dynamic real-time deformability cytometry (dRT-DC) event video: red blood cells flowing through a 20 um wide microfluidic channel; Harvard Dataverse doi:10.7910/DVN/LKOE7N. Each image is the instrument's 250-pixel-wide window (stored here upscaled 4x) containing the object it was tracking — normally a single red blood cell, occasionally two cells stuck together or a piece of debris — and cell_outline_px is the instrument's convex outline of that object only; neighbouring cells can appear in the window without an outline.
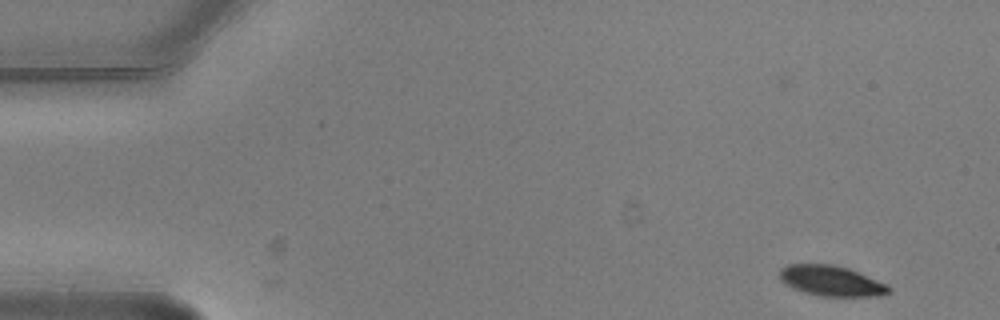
{"species": "common noctule bat (a hibernating species)", "species_latin": "Nyctalus noctula", "temperature_condition": "warm", "stored_images_in_passage": 5, "camera_frame_rate_fps": 3000, "um_per_image_px": 0.085, "animal": {"sex": "male", "body_mass_g": 20.5, "forearm_length_mm": 52.5}, "frame": {"image": 1, "passage_image": 1, "time_ms": 0.0, "image_size_px": [1000, 320], "cell_outline_px": [[892, 288], [888, 292], [880, 296], [820, 296], [804, 292], [792, 288], [784, 284], [780, 280], [780, 268], [788, 264], [832, 264], [848, 268], [888, 284]], "centroid_in_image_um": [70.64, 23.87], "position_along_channel_um": 14.4, "area_um2": 19.42}}
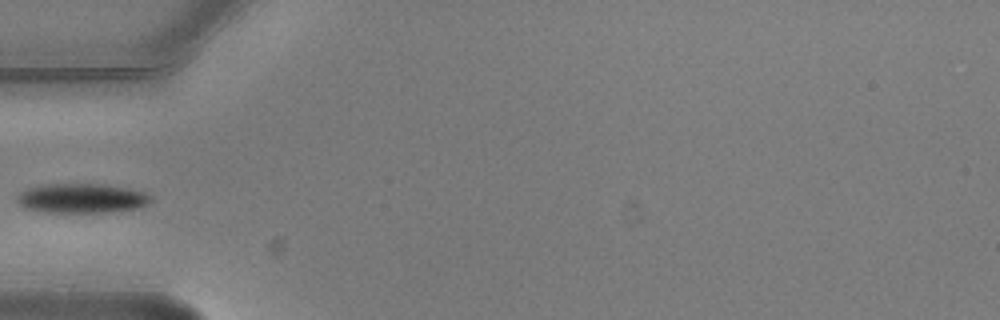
{"frame": {"image": 2, "passage_image": 4, "time_ms": 1.0, "image_size_px": [1000, 320], "cell_outline_px": [[152, 200], [148, 204], [140, 208], [112, 212], [44, 212], [24, 208], [16, 200], [16, 196], [20, 192], [28, 188], [44, 184], [104, 184], [128, 188], [144, 192], [152, 196]], "centroid_in_image_um": [6.96, 16.85], "position_along_channel_um": 78.0, "area_um2": 23.24}}
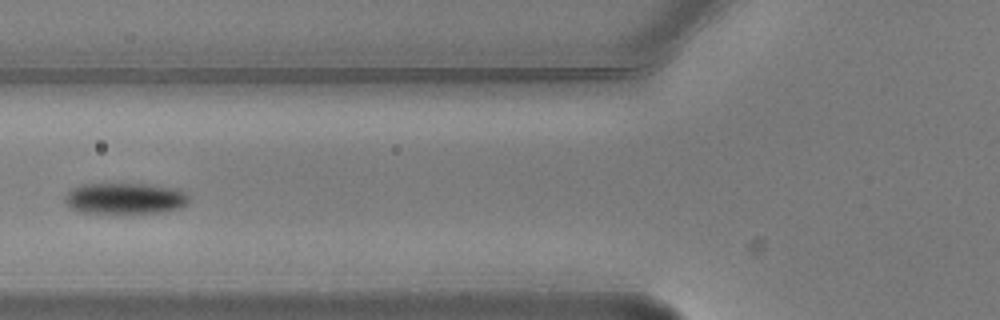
{"frame": {"image": 3, "passage_image": 5, "time_ms": 1.333, "image_size_px": [1000, 320], "cell_outline_px": [[188, 204], [180, 208], [164, 212], [80, 212], [72, 208], [64, 200], [64, 196], [72, 188], [80, 184], [144, 184], [176, 188], [184, 192], [188, 196]], "centroid_in_image_um": [10.63, 16.85], "position_along_channel_um": 115.2, "area_um2": 22.25}}